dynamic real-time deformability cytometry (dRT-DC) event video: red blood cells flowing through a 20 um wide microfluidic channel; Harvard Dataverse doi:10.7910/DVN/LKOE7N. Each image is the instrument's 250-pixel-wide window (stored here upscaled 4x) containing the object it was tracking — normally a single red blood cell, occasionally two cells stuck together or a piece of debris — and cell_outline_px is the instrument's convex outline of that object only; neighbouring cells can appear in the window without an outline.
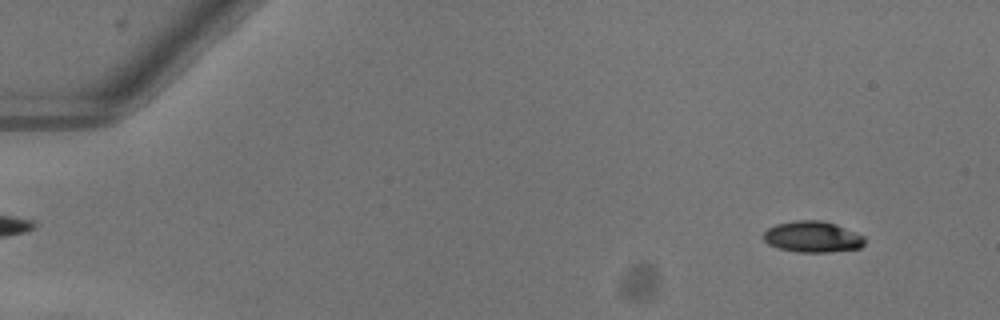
{"species": "common noctule bat (a hibernating species)", "species_latin": "Nyctalus noctula", "temperature_condition": "warm", "stored_images_in_passage": 52, "camera_frame_rate_fps": 3000, "um_per_image_px": 0.085, "animal": {"sex": "female"}, "frame": {"image": 1, "passage_image": 5, "time_ms": 1.333, "image_size_px": [1000, 320], "cell_outline_px": [[864, 244], [860, 248], [828, 252], [796, 252], [776, 248], [768, 244], [764, 240], [764, 232], [768, 228], [776, 224], [796, 220], [820, 220], [836, 224], [864, 236]], "centroid_in_image_um": [69.04, 20.13], "position_along_channel_um": 16.0, "area_um2": 18.38}}
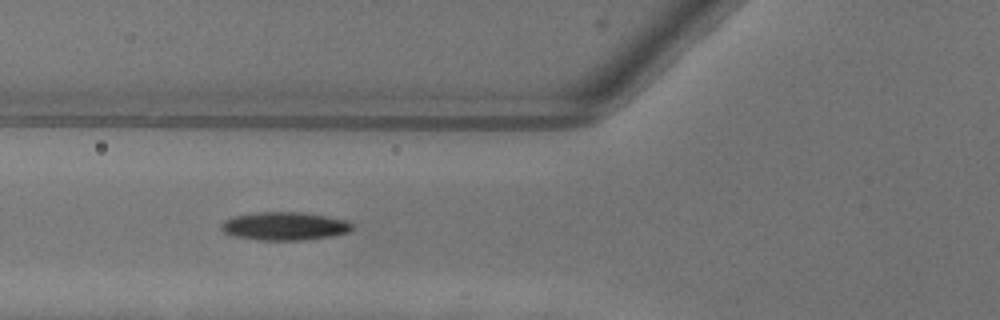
{"frame": {"image": 2, "passage_image": 21, "time_ms": 6.667, "image_size_px": [1000, 320], "cell_outline_px": [[352, 228], [348, 232], [332, 236], [304, 240], [260, 240], [232, 236], [224, 232], [220, 228], [220, 224], [224, 220], [232, 216], [256, 212], [304, 212], [328, 216], [348, 220], [352, 224]], "centroid_in_image_um": [24.17, 19.21], "position_along_channel_um": 101.6, "area_um2": 21.79}}
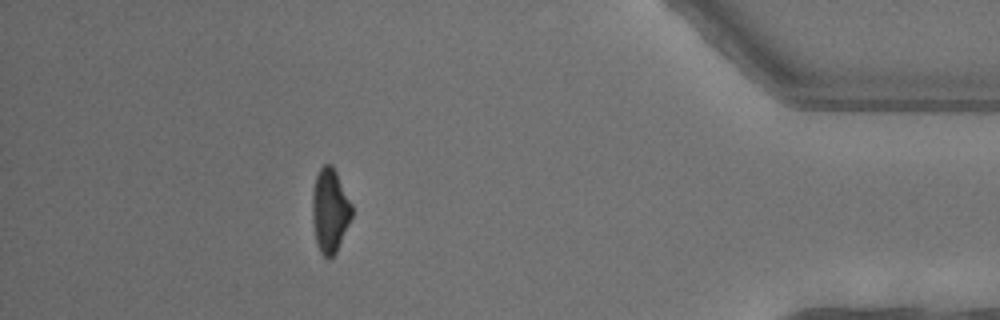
{"frame": {"image": 3, "passage_image": 47, "time_ms": 15.333, "image_size_px": [1000, 320], "cell_outline_px": [[352, 216], [336, 252], [332, 256], [324, 256], [320, 252], [316, 240], [312, 220], [312, 192], [316, 176], [320, 168], [324, 164], [332, 164], [352, 204]], "centroid_in_image_um": [28.03, 17.86], "position_along_channel_um": 407.2, "area_um2": 19.13}, "authors_computed_cell_mechanics": {"area_um2": 20.1722, "velocity_mm_per_s": 4.0597, "shape_relaxation_time_tau1_ms": 4.5201, "shape_relaxation_time_tau2_ms": 10.8246, "deformation_change_tau1": 0.1598, "deformation_change_tau2": 0.1719}}